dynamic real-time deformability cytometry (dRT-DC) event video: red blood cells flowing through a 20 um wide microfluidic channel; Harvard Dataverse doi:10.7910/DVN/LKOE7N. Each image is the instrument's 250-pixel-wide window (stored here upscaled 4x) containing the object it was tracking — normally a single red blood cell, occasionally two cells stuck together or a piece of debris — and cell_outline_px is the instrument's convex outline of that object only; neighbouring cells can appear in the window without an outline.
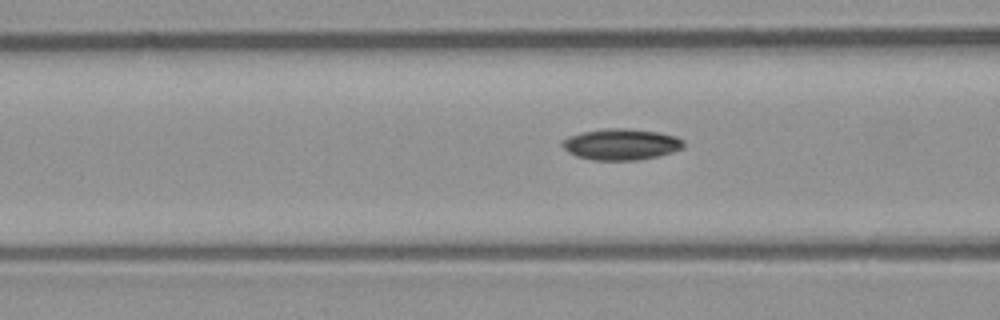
{"species": "common noctule bat (a hibernating species)", "species_latin": "Nyctalus noctula", "temperature_condition": "room temperature", "stored_images_in_passage": 9, "camera_frame_rate_fps": 3000, "um_per_image_px": 0.085, "animal": {"sex": "male", "body_mass_g": 23.1, "forearm_length_mm": 52.7}, "frame": {"image": 1, "passage_image": 7, "time_ms": 2.0, "image_size_px": [1000, 320], "cell_outline_px": [[684, 148], [660, 156], [636, 160], [592, 160], [576, 156], [568, 152], [560, 144], [560, 140], [568, 136], [580, 132], [604, 128], [628, 128], [660, 132], [676, 136], [684, 140]], "centroid_in_image_um": [52.78, 12.26], "position_along_channel_um": 113.8, "area_um2": 22.48}}